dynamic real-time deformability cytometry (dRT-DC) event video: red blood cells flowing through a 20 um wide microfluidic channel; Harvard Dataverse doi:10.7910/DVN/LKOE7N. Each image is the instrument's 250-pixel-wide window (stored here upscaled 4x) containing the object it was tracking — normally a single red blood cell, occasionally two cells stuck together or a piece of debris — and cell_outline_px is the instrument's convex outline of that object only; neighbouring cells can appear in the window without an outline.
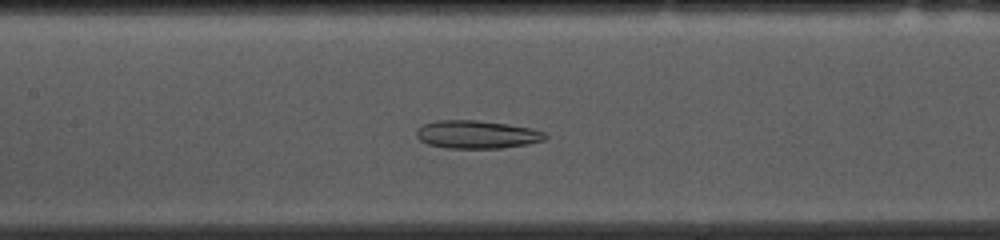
{"species": "common noctule bat (a hibernating species)", "species_latin": "Nyctalus noctula", "temperature_condition": "cold", "stored_images_in_passage": 53, "camera_frame_rate_fps": 3000, "um_per_image_px": 0.085, "animal": {"sex": "female", "body_mass_g": 10.0, "forearm_length_mm": 53.1}, "frame": {"image": 1, "passage_image": 23, "time_ms": 7.333, "image_size_px": [1000, 240], "cell_outline_px": [[548, 136], [544, 140], [524, 144], [500, 148], [448, 148], [428, 144], [420, 140], [416, 136], [416, 128], [424, 124], [436, 120], [476, 120], [508, 124], [532, 128], [544, 132]], "centroid_in_image_um": [40.5, 11.42], "position_along_channel_um": 166.9, "area_um2": 20.98}}
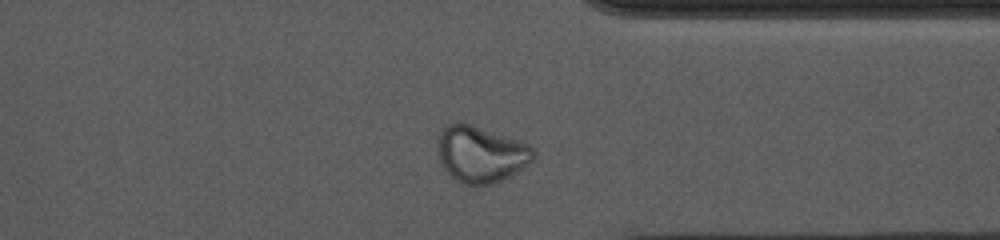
{"frame": {"image": 2, "passage_image": 40, "time_ms": 13.0, "image_size_px": [1000, 240], "cell_outline_px": [[536, 152], [532, 160], [528, 164], [516, 172], [500, 180], [488, 184], [460, 184], [440, 164], [436, 156], [436, 140], [440, 128], [456, 120], [472, 124], [520, 140], [528, 144]], "centroid_in_image_um": [40.79, 13.05], "position_along_channel_um": 370.6, "area_um2": 32.02}}
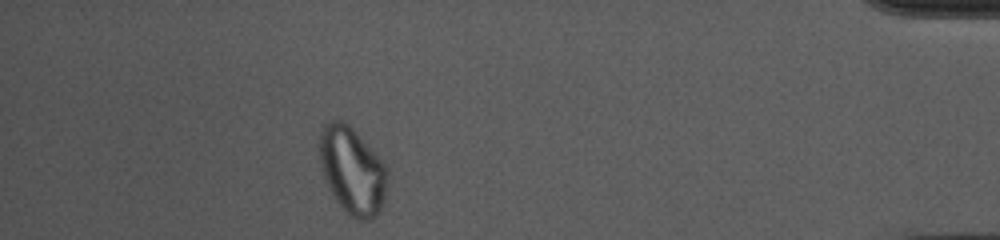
{"frame": {"image": 3, "passage_image": 47, "time_ms": 15.333, "image_size_px": [1000, 240], "cell_outline_px": [[388, 180], [380, 212], [372, 220], [356, 220], [348, 216], [332, 196], [328, 188], [320, 168], [316, 144], [320, 128], [328, 120], [344, 120], [380, 156], [388, 168]], "centroid_in_image_um": [29.9, 14.48], "position_along_channel_um": 405.3, "area_um2": 35.78}, "authors_computed_cell_mechanics": {"area_um2": 27.6862, "velocity_mm_per_s": 3.6752, "shape_relaxation_time_tau1_ms": null, "shape_relaxation_time_tau2_ms": 3.8148, "deformation_change_tau1": null, "deformation_change_tau2": 0.0905}}